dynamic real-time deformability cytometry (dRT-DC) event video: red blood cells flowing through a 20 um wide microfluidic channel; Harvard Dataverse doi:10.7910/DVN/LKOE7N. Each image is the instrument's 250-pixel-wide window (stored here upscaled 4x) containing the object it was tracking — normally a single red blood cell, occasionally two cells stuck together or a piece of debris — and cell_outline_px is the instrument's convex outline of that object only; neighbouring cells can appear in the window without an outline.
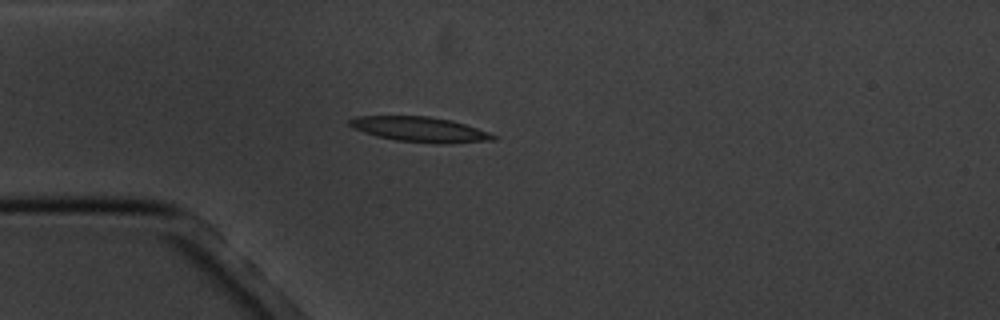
{"species": "common noctule bat (a hibernating species)", "species_latin": "Nyctalus noctula", "temperature_condition": "cold", "stored_images_in_passage": 6, "camera_frame_rate_fps": 3000, "um_per_image_px": 0.085, "animal": {"sex": "male", "body_mass_g": 20.1, "forearm_length_mm": 53.5}, "frame": {"image": 1, "passage_image": 5, "time_ms": 4.667, "image_size_px": [1000, 320], "cell_outline_px": [[496, 140], [452, 144], [436, 144], [396, 140], [376, 136], [352, 128], [348, 124], [348, 120], [356, 116], [428, 116], [452, 120], [488, 132], [496, 136]], "centroid_in_image_um": [35.69, 11.01], "position_along_channel_um": 49.3, "area_um2": 21.15}}